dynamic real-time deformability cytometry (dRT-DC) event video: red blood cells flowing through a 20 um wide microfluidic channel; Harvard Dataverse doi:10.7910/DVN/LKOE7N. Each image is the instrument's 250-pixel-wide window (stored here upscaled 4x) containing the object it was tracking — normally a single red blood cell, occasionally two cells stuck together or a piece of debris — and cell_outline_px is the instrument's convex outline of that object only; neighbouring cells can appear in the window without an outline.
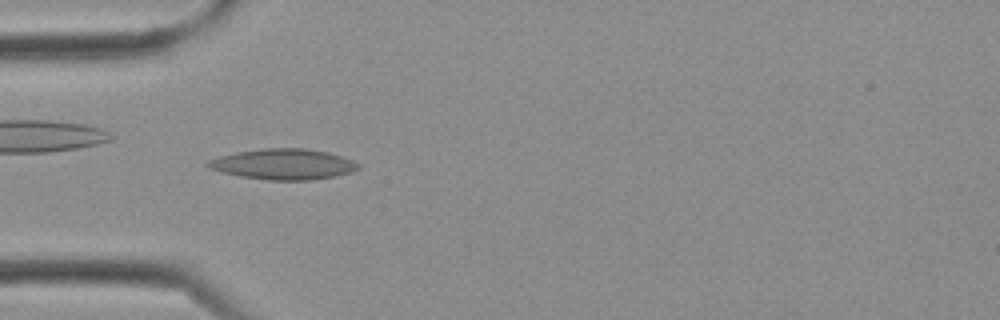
{"species": "Egyptian fruit bat (a non-hibernating species)", "species_latin": "Rousettus aegyptiacus", "temperature_condition": "cold", "stored_images_in_passage": 4, "camera_frame_rate_fps": 3000, "um_per_image_px": 0.085, "frame": {"image": 1, "passage_image": 4, "time_ms": 1.0, "image_size_px": [1000, 320], "cell_outline_px": [[360, 168], [352, 172], [336, 176], [312, 180], [268, 180], [240, 176], [208, 168], [204, 164], [208, 160], [220, 156], [236, 152], [264, 148], [304, 148], [324, 152], [340, 156], [352, 160], [360, 164]], "centroid_in_image_um": [24.08, 13.96], "position_along_channel_um": 60.9, "area_um2": 26.76}}